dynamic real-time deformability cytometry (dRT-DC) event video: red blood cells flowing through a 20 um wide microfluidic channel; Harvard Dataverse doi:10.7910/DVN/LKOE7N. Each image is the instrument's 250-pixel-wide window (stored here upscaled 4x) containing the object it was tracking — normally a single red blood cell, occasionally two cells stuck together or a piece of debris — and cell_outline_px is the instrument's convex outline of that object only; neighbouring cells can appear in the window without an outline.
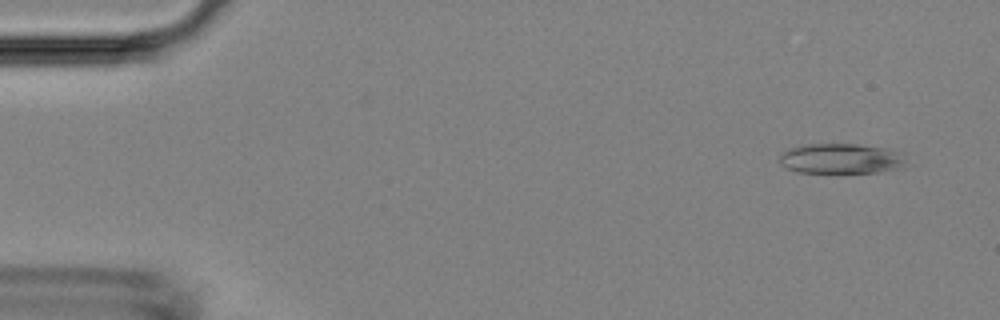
{"species": "Egyptian fruit bat (a non-hibernating species)", "species_latin": "Rousettus aegyptiacus", "temperature_condition": "room temperature", "stored_images_in_passage": 3, "camera_frame_rate_fps": 3000, "um_per_image_px": 0.085, "animal": {"sex": "female"}, "frame": {"image": 1, "passage_image": 1, "time_ms": 0.0, "image_size_px": [1000, 320], "cell_outline_px": [[904, 168], [880, 172], [796, 172], [784, 168], [780, 164], [780, 152], [800, 144], [856, 144], [888, 148], [904, 152]], "centroid_in_image_um": [71.49, 13.47], "position_along_channel_um": 13.5, "area_um2": 22.66}}